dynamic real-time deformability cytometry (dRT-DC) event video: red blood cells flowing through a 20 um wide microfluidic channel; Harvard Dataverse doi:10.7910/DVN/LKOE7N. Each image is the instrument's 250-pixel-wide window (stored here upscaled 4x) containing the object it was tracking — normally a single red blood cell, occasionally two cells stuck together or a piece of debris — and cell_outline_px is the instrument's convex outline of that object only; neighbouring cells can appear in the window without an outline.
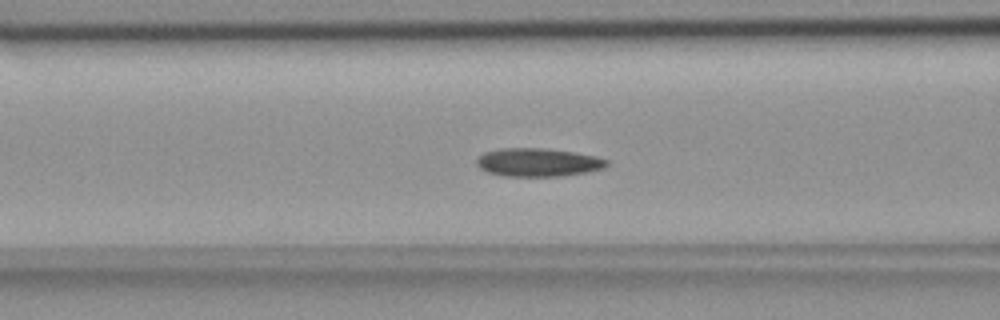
{"species": "common noctule bat (a hibernating species)", "species_latin": "Nyctalus noctula", "temperature_condition": "room temperature", "stored_images_in_passage": 42, "camera_frame_rate_fps": 3000, "um_per_image_px": 0.085, "animal": {"sex": "female", "body_mass_g": 18.4}, "frame": {"image": 1, "passage_image": 18, "time_ms": 5.667, "image_size_px": [1000, 320], "cell_outline_px": [[608, 164], [604, 168], [588, 172], [560, 176], [504, 176], [488, 172], [480, 168], [476, 164], [476, 156], [484, 152], [500, 148], [544, 148], [572, 152], [596, 156], [608, 160]], "centroid_in_image_um": [45.7, 13.8], "position_along_channel_um": 120.9, "area_um2": 21.56}}
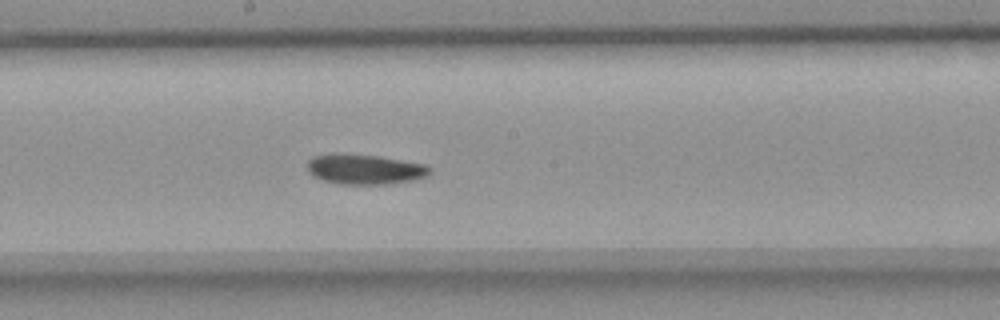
{"frame": {"image": 2, "passage_image": 26, "time_ms": 8.333, "image_size_px": [1000, 320], "cell_outline_px": [[432, 172], [424, 176], [412, 180], [388, 184], [340, 184], [324, 180], [312, 176], [308, 172], [308, 160], [312, 156], [328, 152], [344, 152], [380, 156], [428, 164], [432, 168]], "centroid_in_image_um": [30.98, 14.35], "position_along_channel_um": 217.2, "area_um2": 22.08}}
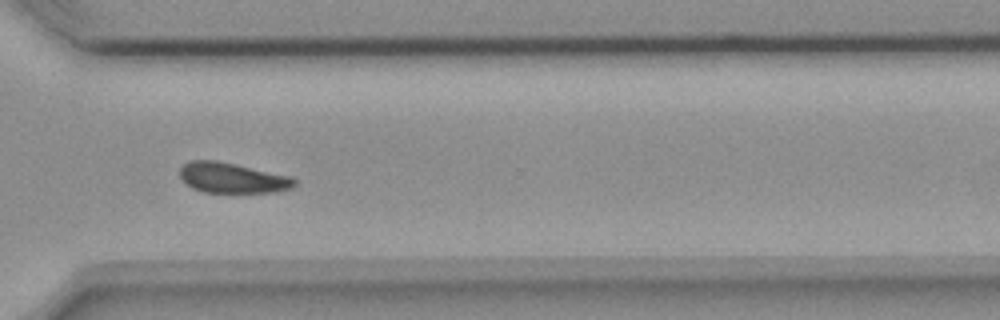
{"frame": {"image": 3, "passage_image": 37, "time_ms": 12.0, "image_size_px": [1000, 320], "cell_outline_px": [[296, 184], [292, 188], [276, 192], [204, 192], [192, 188], [180, 176], [180, 168], [184, 164], [192, 160], [216, 160], [292, 176], [296, 180]], "centroid_in_image_um": [19.78, 15.12], "position_along_channel_um": 350.8, "area_um2": 20.17}}